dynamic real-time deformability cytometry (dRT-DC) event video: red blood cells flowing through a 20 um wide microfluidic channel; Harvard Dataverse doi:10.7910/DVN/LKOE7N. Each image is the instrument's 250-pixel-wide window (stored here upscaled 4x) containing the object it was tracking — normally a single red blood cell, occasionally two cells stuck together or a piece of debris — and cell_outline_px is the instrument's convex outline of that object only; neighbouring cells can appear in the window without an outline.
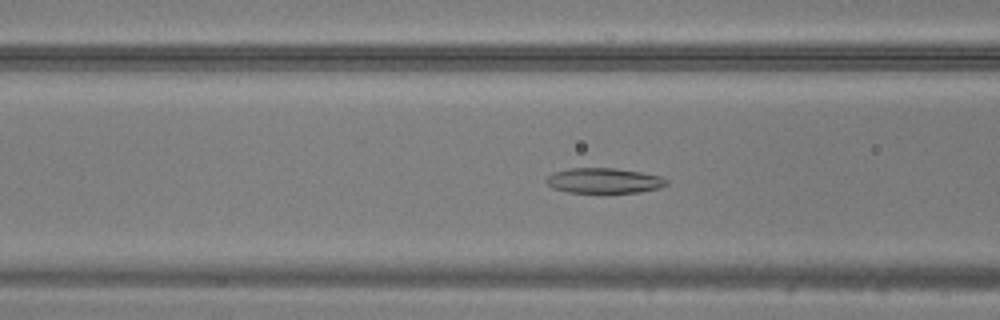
{"species": "common noctule bat (a hibernating species)", "species_latin": "Nyctalus noctula", "temperature_condition": "warm", "stored_images_in_passage": 49, "camera_frame_rate_fps": 3000, "um_per_image_px": 0.085, "animal": {"sex": "male", "body_mass_g": 20.5, "forearm_length_mm": 52.5}, "frame": {"image": 1, "passage_image": 20, "time_ms": 6.333, "image_size_px": [1000, 320], "cell_outline_px": [[668, 184], [660, 188], [640, 192], [604, 196], [568, 192], [552, 188], [544, 180], [552, 172], [568, 168], [616, 168], [640, 172], [660, 176], [668, 180]], "centroid_in_image_um": [51.32, 15.4], "position_along_channel_um": 115.3, "area_um2": 18.73}}
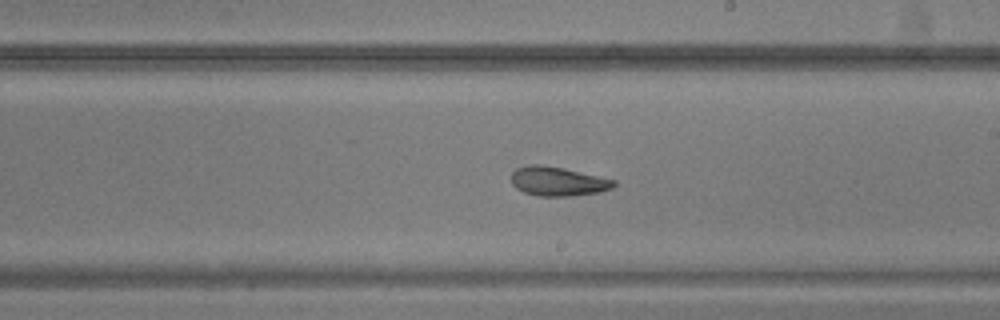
{"frame": {"image": 2, "passage_image": 29, "time_ms": 9.333, "image_size_px": [1000, 320], "cell_outline_px": [[616, 184], [612, 188], [600, 192], [572, 196], [540, 196], [524, 192], [516, 188], [512, 184], [512, 172], [516, 168], [528, 164], [540, 164], [564, 168], [600, 176], [616, 180]], "centroid_in_image_um": [47.43, 15.41], "position_along_channel_um": 241.6, "area_um2": 17.57}}
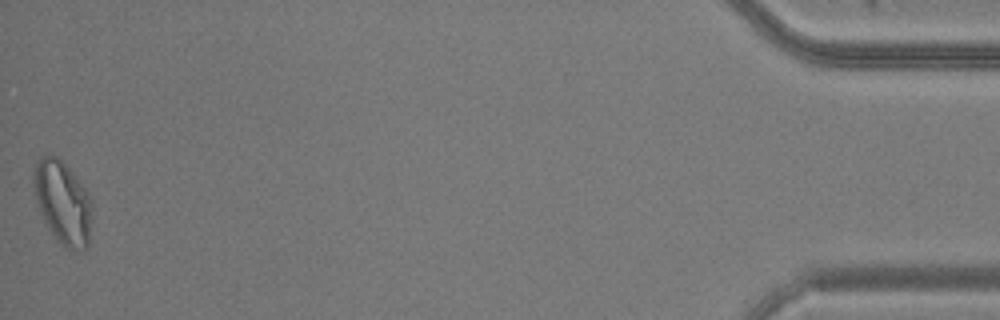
{"frame": {"image": 3, "passage_image": 49, "time_ms": 16.0, "image_size_px": [1000, 320], "cell_outline_px": [[92, 204], [88, 248], [68, 248], [60, 244], [56, 240], [48, 228], [44, 220], [36, 200], [32, 180], [36, 160], [40, 156], [48, 152], [56, 156], [68, 168], [88, 192], [92, 200]], "centroid_in_image_um": [5.31, 17.17], "position_along_channel_um": 429.9, "area_um2": 28.21}}